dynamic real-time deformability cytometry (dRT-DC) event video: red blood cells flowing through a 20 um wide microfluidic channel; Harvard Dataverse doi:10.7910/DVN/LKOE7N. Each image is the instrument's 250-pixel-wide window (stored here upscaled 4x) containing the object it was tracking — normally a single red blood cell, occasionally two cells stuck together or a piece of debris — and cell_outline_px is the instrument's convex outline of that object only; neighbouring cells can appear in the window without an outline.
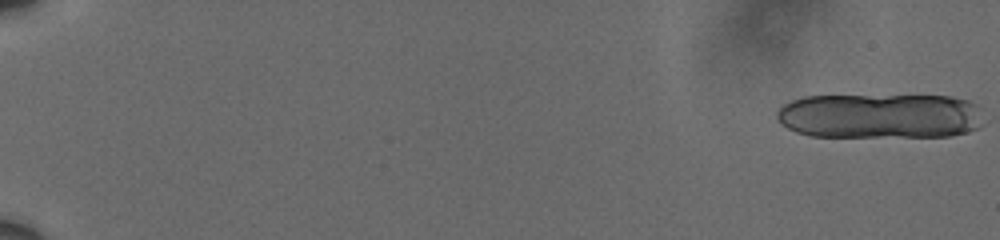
{"species": "human", "species_latin": "Homo sapiens", "temperature_condition": "cold", "stored_images_in_passage": 19, "camera_frame_rate_fps": 3000, "um_per_image_px": 0.085, "donor": {"sex": "male"}, "frame": {"image": 1, "passage_image": 1, "time_ms": 0.0, "image_size_px": [1000, 240], "cell_outline_px": [[976, 128], [964, 132], [948, 136], [812, 136], [796, 132], [788, 128], [776, 116], [776, 112], [784, 104], [792, 100], [804, 96], [952, 96], [968, 100], [976, 104]], "centroid_in_image_um": [74.7, 9.84], "position_along_channel_um": 10.3, "area_um2": 53.47}}